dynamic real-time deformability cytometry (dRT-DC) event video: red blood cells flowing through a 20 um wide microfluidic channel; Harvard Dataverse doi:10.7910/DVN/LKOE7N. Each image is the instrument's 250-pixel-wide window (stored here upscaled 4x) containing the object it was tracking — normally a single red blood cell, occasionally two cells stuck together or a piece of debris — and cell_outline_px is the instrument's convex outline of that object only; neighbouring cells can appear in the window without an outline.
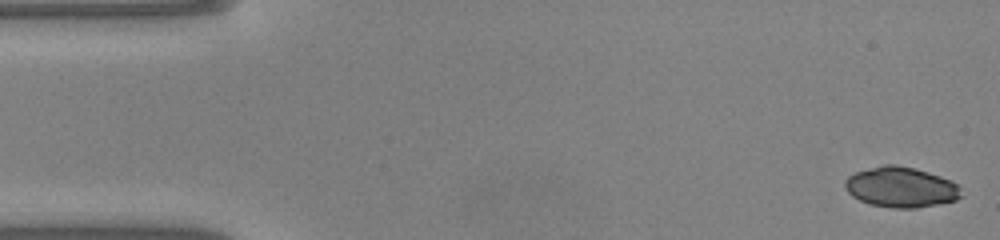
{"species": "common noctule bat (a hibernating species)", "species_latin": "Nyctalus noctula", "temperature_condition": "warm", "stored_images_in_passage": 48, "camera_frame_rate_fps": 3000, "um_per_image_px": 0.085, "animal": {"sex": "male", "body_mass_g": 20.0, "forearm_length_mm": 53.3}, "frame": {"image": 1, "passage_image": 1, "time_ms": 0.0, "image_size_px": [1000, 240], "cell_outline_px": [[964, 196], [956, 200], [940, 204], [916, 208], [892, 208], [868, 204], [852, 196], [848, 192], [844, 184], [844, 180], [848, 176], [856, 172], [884, 164], [896, 164], [916, 168], [952, 180], [960, 188]], "centroid_in_image_um": [76.6, 15.91], "position_along_channel_um": 8.4, "area_um2": 27.63}}
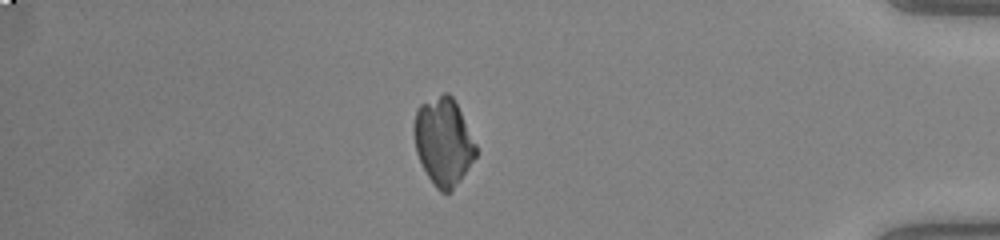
{"frame": {"image": 2, "passage_image": 41, "time_ms": 13.333, "image_size_px": [1000, 240], "cell_outline_px": [[476, 156], [452, 188], [448, 192], [440, 192], [436, 188], [428, 176], [416, 152], [412, 132], [412, 128], [416, 108], [420, 104], [444, 92], [448, 92], [452, 96], [476, 144]], "centroid_in_image_um": [37.64, 11.99], "position_along_channel_um": 397.6, "area_um2": 31.1}}
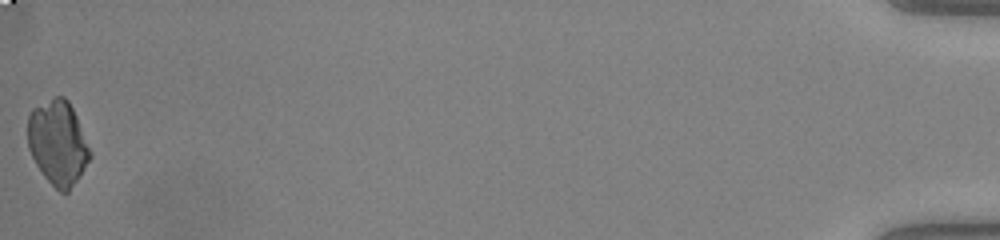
{"frame": {"image": 3, "passage_image": 48, "time_ms": 15.667, "image_size_px": [1000, 240], "cell_outline_px": [[92, 156], [68, 192], [60, 192], [44, 176], [36, 164], [28, 148], [28, 116], [32, 108], [56, 96], [64, 96], [68, 100], [76, 116], [92, 152]], "centroid_in_image_um": [4.92, 12.12], "position_along_channel_um": 430.3, "area_um2": 30.35}}